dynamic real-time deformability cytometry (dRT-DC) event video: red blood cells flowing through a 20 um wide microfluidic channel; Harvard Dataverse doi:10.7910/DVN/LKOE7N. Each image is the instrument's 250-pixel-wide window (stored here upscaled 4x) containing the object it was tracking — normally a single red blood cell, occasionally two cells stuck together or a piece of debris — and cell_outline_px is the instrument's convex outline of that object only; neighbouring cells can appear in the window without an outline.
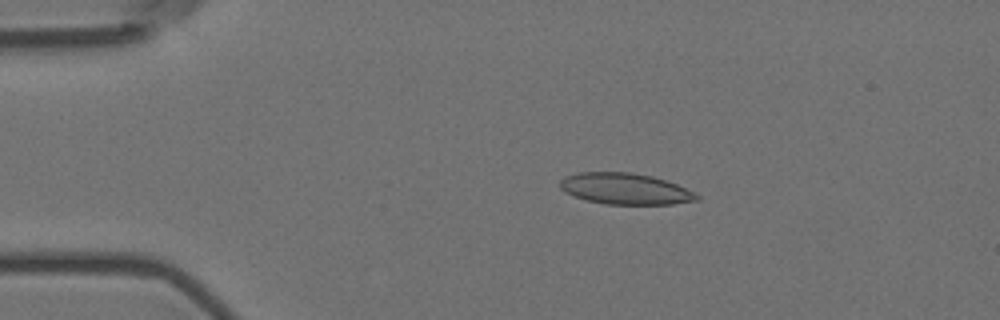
{"species": "Egyptian fruit bat (a non-hibernating species)", "species_latin": "Rousettus aegyptiacus", "temperature_condition": "room temperature", "stored_images_in_passage": 57, "camera_frame_rate_fps": 3000, "um_per_image_px": 0.085, "animal": {"sex": "female"}, "frame": {"image": 1, "passage_image": 11, "time_ms": 3.333, "image_size_px": [1000, 320], "cell_outline_px": [[700, 200], [672, 204], [604, 204], [588, 200], [564, 192], [560, 188], [560, 180], [568, 176], [580, 172], [632, 172], [652, 176], [676, 184], [700, 196]], "centroid_in_image_um": [53.15, 16.05], "position_along_channel_um": 31.9, "area_um2": 24.62}}
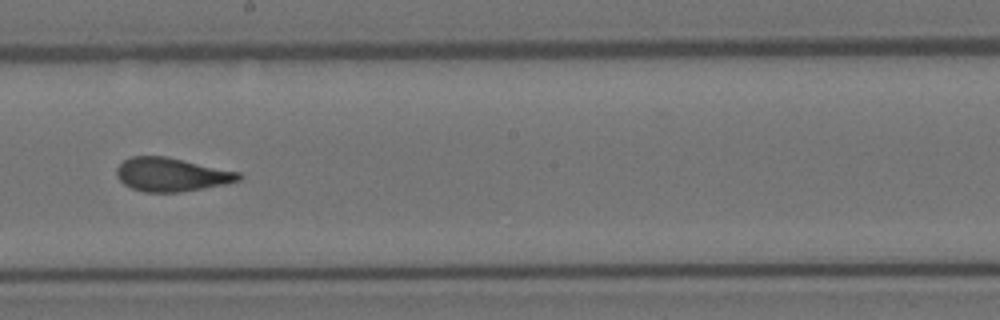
{"frame": {"image": 2, "passage_image": 32, "time_ms": 10.333, "image_size_px": [1000, 320], "cell_outline_px": [[244, 176], [240, 180], [224, 184], [180, 192], [144, 192], [132, 188], [124, 184], [116, 176], [116, 168], [124, 160], [132, 156], [164, 156], [240, 172]], "centroid_in_image_um": [14.56, 14.84], "position_along_channel_um": 233.6, "area_um2": 23.76}}
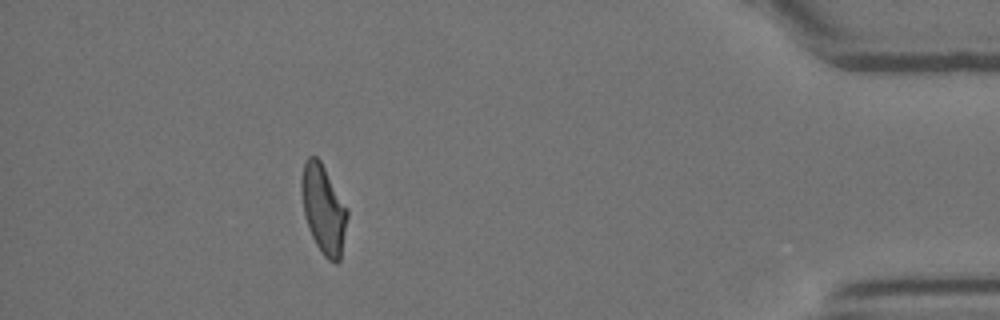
{"frame": {"image": 3, "passage_image": 51, "time_ms": 16.667, "image_size_px": [1000, 320], "cell_outline_px": [[348, 216], [340, 260], [336, 264], [328, 260], [324, 256], [316, 244], [312, 236], [304, 212], [300, 188], [300, 180], [304, 160], [308, 156], [316, 156], [320, 160], [348, 208]], "centroid_in_image_um": [27.49, 17.75], "position_along_channel_um": 407.7, "area_um2": 23.76}, "authors_computed_cell_mechanics": {"area_um2": 24.2182, "velocity_mm_per_s": 3.5757, "shape_relaxation_time_tau1_ms": 10.8458, "shape_relaxation_time_tau2_ms": 1.2471, "deformation_change_tau1": 0.2518, "deformation_change_tau2": 0.086}}